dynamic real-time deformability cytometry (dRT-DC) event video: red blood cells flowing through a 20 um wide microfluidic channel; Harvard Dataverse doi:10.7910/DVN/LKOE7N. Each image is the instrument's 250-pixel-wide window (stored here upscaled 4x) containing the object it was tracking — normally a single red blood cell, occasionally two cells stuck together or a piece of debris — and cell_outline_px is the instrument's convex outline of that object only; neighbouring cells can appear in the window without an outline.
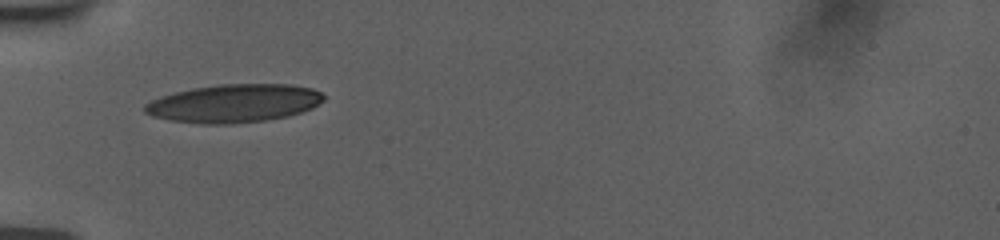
{"species": "human", "species_latin": "Homo sapiens", "temperature_condition": "room temperature", "stored_images_in_passage": 60, "camera_frame_rate_fps": 3000, "um_per_image_px": 0.085, "donor": {"sex": "female"}, "frame": {"image": 1, "passage_image": 1, "time_ms": 0.0, "image_size_px": [1000, 240], "cell_outline_px": [[324, 100], [312, 108], [288, 116], [264, 120], [228, 124], [200, 124], [168, 120], [152, 116], [144, 112], [144, 104], [160, 96], [192, 88], [220, 84], [288, 84], [312, 88], [320, 92], [324, 96]], "centroid_in_image_um": [19.86, 8.78], "position_along_channel_um": 65.1, "area_um2": 39.82}}
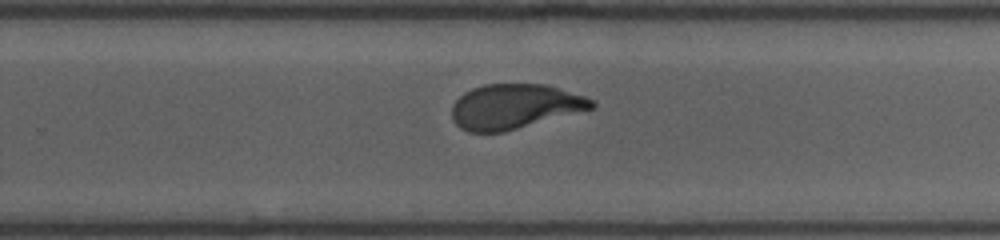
{"frame": {"image": 2, "passage_image": 34, "time_ms": 6.0, "image_size_px": [1000, 240], "cell_outline_px": [[596, 104], [592, 108], [504, 132], [468, 132], [460, 128], [452, 120], [452, 104], [464, 92], [472, 88], [484, 84], [544, 84], [584, 96], [596, 100]], "centroid_in_image_um": [43.69, 9.05], "position_along_channel_um": 286.1, "area_um2": 36.3}}
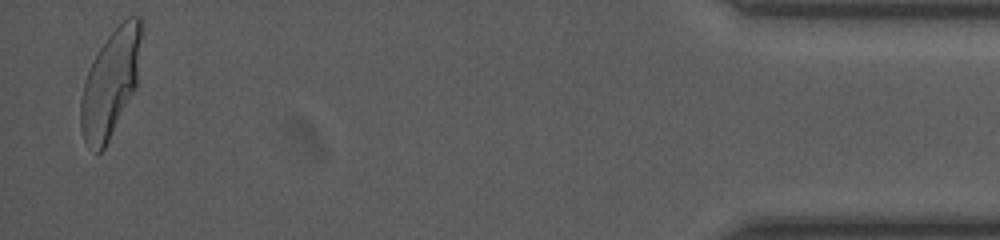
{"frame": {"image": 3, "passage_image": 59, "time_ms": 11.667, "image_size_px": [1000, 240], "cell_outline_px": [[144, 28], [136, 88], [104, 148], [100, 152], [96, 152], [88, 148], [84, 140], [80, 128], [80, 100], [84, 80], [100, 48], [108, 36], [128, 16], [140, 16], [144, 20]], "centroid_in_image_um": [9.43, 7.03], "position_along_channel_um": 425.8, "area_um2": 37.97}, "authors_computed_cell_mechanics": {"area_um2": 37.9168, "velocity_mm_per_s": 3.7599, "shape_relaxation_time_tau1_ms": 4.0016, "shape_relaxation_time_tau2_ms": 0.7976, "deformation_change_tau1": 0.1808, "deformation_change_tau2": 0.0736}}